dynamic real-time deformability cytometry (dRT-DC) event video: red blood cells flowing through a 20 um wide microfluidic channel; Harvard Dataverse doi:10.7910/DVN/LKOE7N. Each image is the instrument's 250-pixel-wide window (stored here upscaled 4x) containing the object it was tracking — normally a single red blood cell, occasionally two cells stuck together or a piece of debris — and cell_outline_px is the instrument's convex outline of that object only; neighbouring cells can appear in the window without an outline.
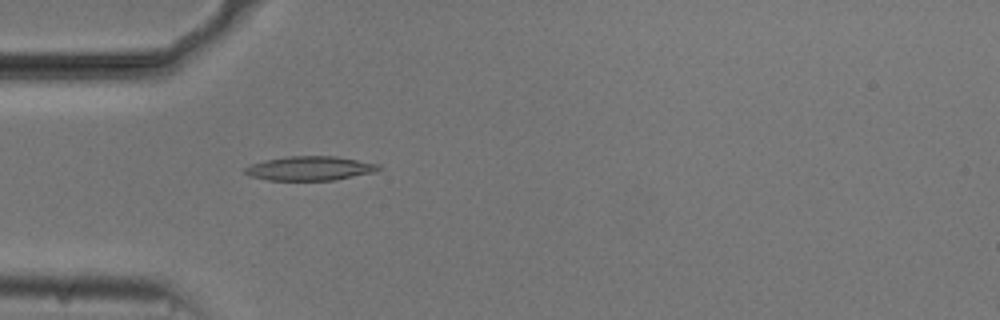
{"species": "common noctule bat (a hibernating species)", "species_latin": "Nyctalus noctula", "temperature_condition": "cold", "stored_images_in_passage": 32, "camera_frame_rate_fps": 3000, "um_per_image_px": 0.085, "animal": {"sex": "male", "body_mass_g": 20.5, "forearm_length_mm": 52.5}, "frame": {"image": 1, "passage_image": 14, "time_ms": 4.333, "image_size_px": [1000, 320], "cell_outline_px": [[384, 168], [372, 172], [336, 180], [268, 180], [252, 176], [244, 172], [244, 168], [252, 164], [264, 160], [288, 156], [336, 156], [380, 164]], "centroid_in_image_um": [26.37, 14.3], "position_along_channel_um": 58.6, "area_um2": 18.79}}
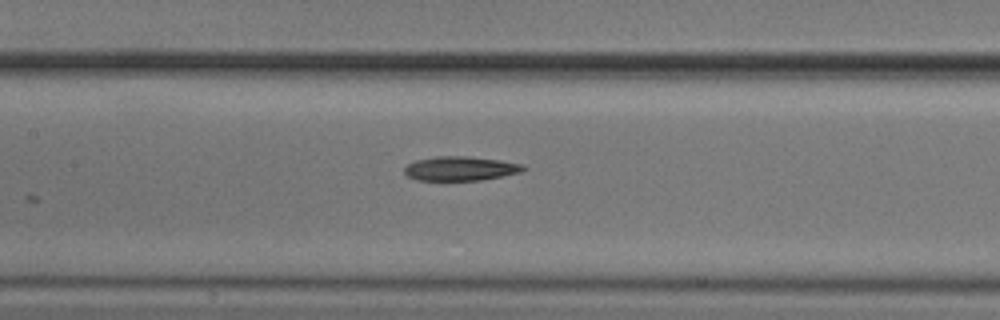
{"frame": {"image": 2, "passage_image": 23, "time_ms": 7.333, "image_size_px": [1000, 320], "cell_outline_px": [[528, 168], [520, 172], [480, 180], [416, 180], [408, 176], [404, 172], [404, 168], [408, 164], [416, 160], [436, 156], [468, 156], [500, 160], [524, 164]], "centroid_in_image_um": [39.14, 14.31], "position_along_channel_um": 168.3, "area_um2": 16.76}}
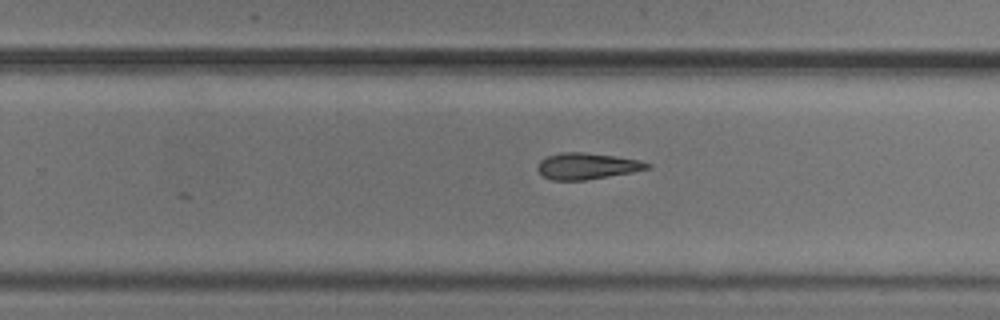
{"frame": {"image": 3, "passage_image": 32, "time_ms": 10.333, "image_size_px": [1000, 320], "cell_outline_px": [[652, 168], [632, 172], [584, 180], [552, 180], [544, 176], [536, 168], [540, 160], [548, 156], [560, 152], [584, 152], [616, 156], [640, 160], [652, 164]], "centroid_in_image_um": [49.92, 14.11], "position_along_channel_um": 279.9, "area_um2": 16.82}}